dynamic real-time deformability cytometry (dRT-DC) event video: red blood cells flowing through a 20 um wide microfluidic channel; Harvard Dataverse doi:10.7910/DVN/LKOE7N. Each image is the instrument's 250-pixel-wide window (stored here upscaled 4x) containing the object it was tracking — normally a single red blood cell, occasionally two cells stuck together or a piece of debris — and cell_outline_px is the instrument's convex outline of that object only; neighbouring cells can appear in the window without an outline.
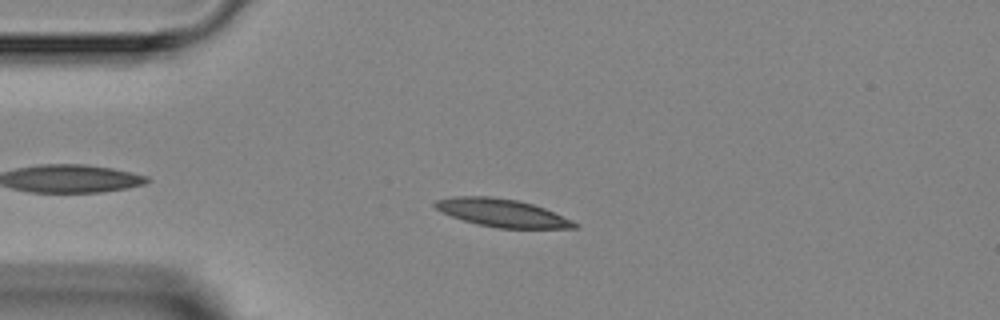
{"species": "Egyptian fruit bat (a non-hibernating species)", "species_latin": "Rousettus aegyptiacus", "temperature_condition": "room temperature", "stored_images_in_passage": 6, "camera_frame_rate_fps": 3000, "um_per_image_px": 0.085, "animal": {"sex": "female"}, "frame": {"image": 1, "passage_image": 3, "time_ms": 2.333, "image_size_px": [1000, 320], "cell_outline_px": [[580, 228], [500, 228], [476, 224], [440, 212], [432, 204], [436, 200], [452, 196], [492, 196], [516, 200], [532, 204], [544, 208], [572, 220], [580, 224]], "centroid_in_image_um": [42.67, 18.09], "position_along_channel_um": 42.3, "area_um2": 22.66}}
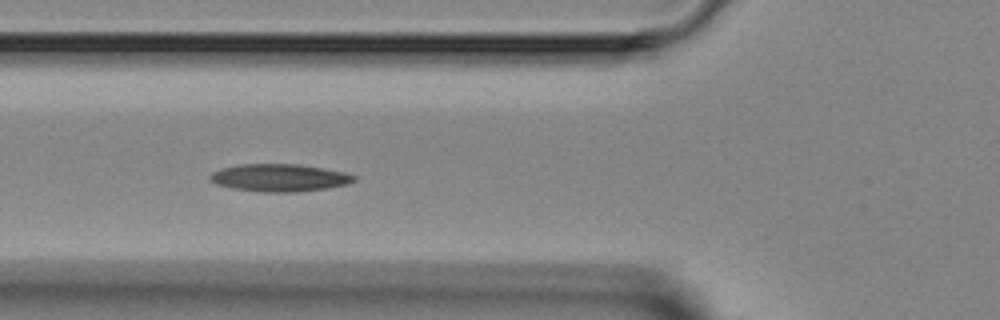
{"frame": {"image": 2, "passage_image": 5, "time_ms": 4.333, "image_size_px": [1000, 320], "cell_outline_px": [[356, 180], [348, 184], [324, 188], [296, 192], [260, 192], [232, 188], [216, 184], [208, 176], [212, 172], [220, 168], [236, 164], [296, 164], [324, 168], [344, 172], [356, 176]], "centroid_in_image_um": [23.72, 15.1], "position_along_channel_um": 102.1, "area_um2": 23.12}}
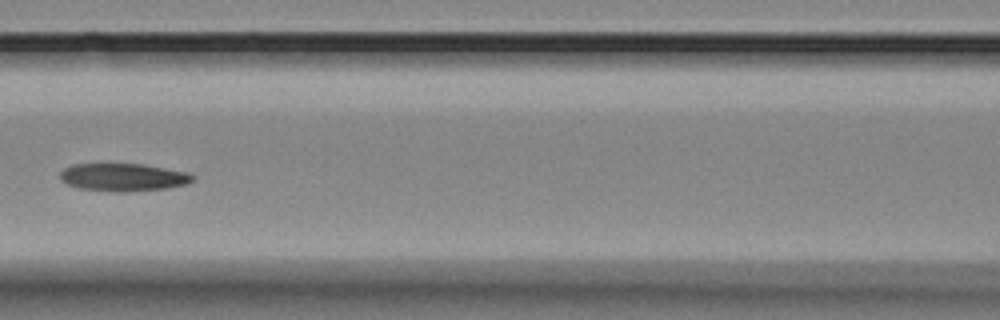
{"frame": {"image": 3, "passage_image": 6, "time_ms": 5.667, "image_size_px": [1000, 320], "cell_outline_px": [[196, 180], [188, 184], [168, 188], [124, 192], [116, 192], [80, 188], [68, 184], [60, 180], [60, 172], [64, 168], [72, 164], [140, 164], [188, 172], [196, 176]], "centroid_in_image_um": [10.51, 15.07], "position_along_channel_um": 156.1, "area_um2": 21.56}}